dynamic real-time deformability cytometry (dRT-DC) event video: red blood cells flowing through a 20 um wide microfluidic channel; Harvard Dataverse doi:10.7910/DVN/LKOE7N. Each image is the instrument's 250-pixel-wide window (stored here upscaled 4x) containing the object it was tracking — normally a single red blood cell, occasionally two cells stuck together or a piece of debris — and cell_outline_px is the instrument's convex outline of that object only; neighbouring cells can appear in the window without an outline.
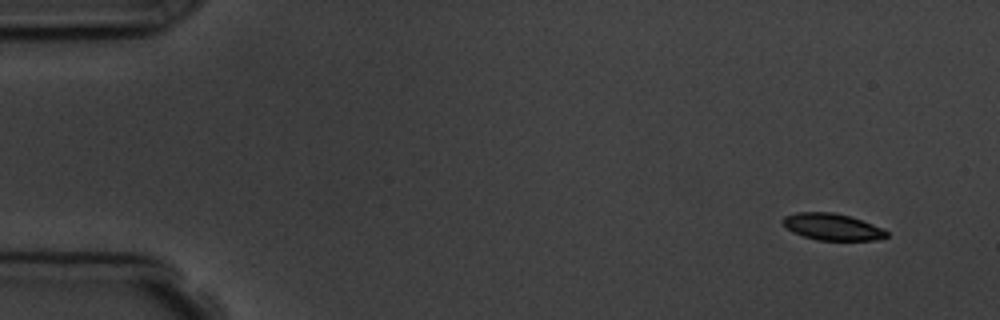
{"species": "common noctule bat (a hibernating species)", "species_latin": "Nyctalus noctula", "temperature_condition": "room temperature", "stored_images_in_passage": 2, "camera_frame_rate_fps": 3000, "um_per_image_px": 0.085, "animal": {"sex": "male", "body_mass_g": 19.5, "forearm_length_mm": 54.6}, "frame": {"image": 1, "passage_image": 2, "time_ms": 2.0, "image_size_px": [1000, 320], "cell_outline_px": [[888, 236], [872, 240], [816, 240], [792, 232], [780, 220], [784, 216], [796, 212], [832, 212], [848, 216], [884, 228], [888, 232]], "centroid_in_image_um": [70.71, 19.28], "position_along_channel_um": 14.3, "area_um2": 16.01}}